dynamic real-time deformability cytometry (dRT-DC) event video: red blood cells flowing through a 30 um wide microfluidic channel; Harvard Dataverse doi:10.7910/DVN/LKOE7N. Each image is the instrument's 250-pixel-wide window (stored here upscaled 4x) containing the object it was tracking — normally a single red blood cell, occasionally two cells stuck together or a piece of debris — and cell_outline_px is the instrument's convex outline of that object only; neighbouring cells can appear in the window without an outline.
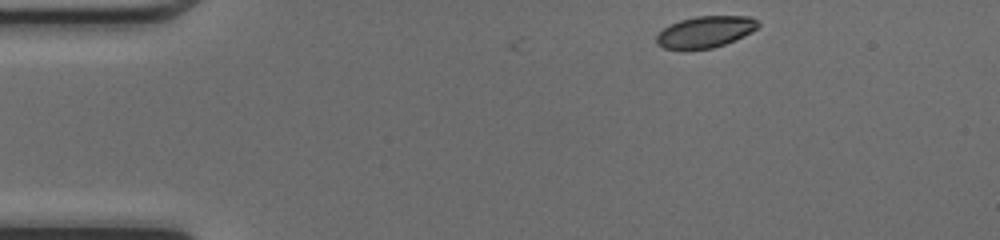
{"species": "common noctule bat (a hibernating species)", "species_latin": "Nyctalus noctula", "temperature_condition": "cold", "stored_images_in_passage": 8, "camera_frame_rate_fps": 3000, "um_per_image_px": 0.085, "animal": {"sex": "female", "body_mass_g": 17.0, "forearm_length_mm": 48.0}, "frame": {"image": 1, "passage_image": 1, "time_ms": 0.0, "image_size_px": [1000, 240], "cell_outline_px": [[760, 24], [752, 32], [724, 44], [712, 48], [684, 52], [664, 48], [656, 44], [656, 36], [668, 24], [680, 20], [696, 16], [752, 16]], "centroid_in_image_um": [59.89, 2.74], "position_along_channel_um": 25.1, "area_um2": 19.07}}